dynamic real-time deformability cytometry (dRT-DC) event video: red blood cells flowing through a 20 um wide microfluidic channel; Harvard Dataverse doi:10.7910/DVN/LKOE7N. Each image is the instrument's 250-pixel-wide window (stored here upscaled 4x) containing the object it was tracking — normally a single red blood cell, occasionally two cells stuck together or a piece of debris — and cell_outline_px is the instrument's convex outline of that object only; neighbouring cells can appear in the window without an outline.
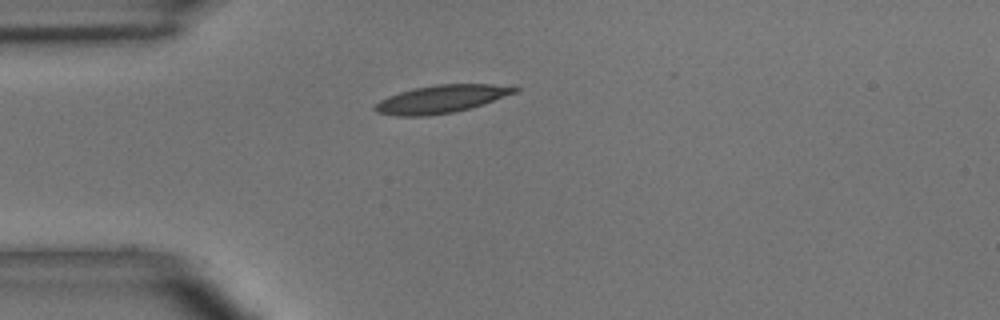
{"species": "common noctule bat (a hibernating species)", "species_latin": "Nyctalus noctula", "temperature_condition": "room temperature", "stored_images_in_passage": 2, "camera_frame_rate_fps": 3000, "um_per_image_px": 0.085, "animal": {"sex": "male", "body_mass_g": 15.6}, "frame": {"image": 1, "passage_image": 1, "time_ms": 0.0, "image_size_px": [1000, 320], "cell_outline_px": [[520, 88], [516, 92], [484, 104], [472, 108], [452, 112], [428, 116], [396, 116], [376, 112], [372, 108], [380, 100], [388, 96], [412, 88], [436, 84], [492, 84]], "centroid_in_image_um": [37.47, 8.42], "position_along_channel_um": 47.5, "area_um2": 22.66}}